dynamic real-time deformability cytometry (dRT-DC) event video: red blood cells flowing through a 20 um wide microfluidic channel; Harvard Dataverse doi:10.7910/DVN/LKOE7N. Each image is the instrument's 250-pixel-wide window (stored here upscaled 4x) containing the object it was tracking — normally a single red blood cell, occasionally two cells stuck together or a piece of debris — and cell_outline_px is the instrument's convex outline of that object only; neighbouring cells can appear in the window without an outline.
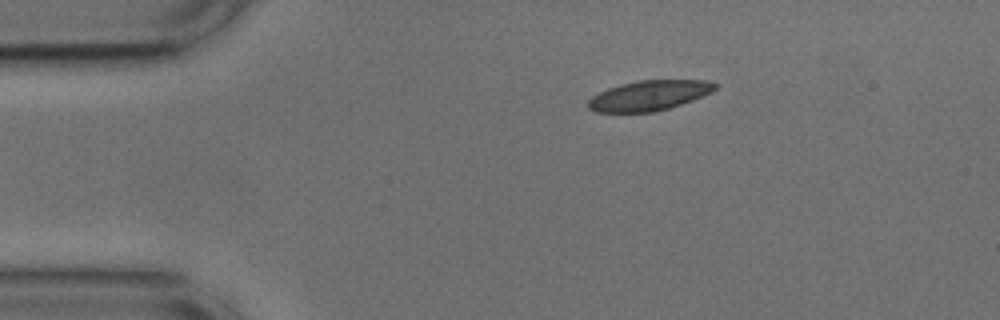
{"species": "common noctule bat (a hibernating species)", "species_latin": "Nyctalus noctula", "temperature_condition": "cold", "stored_images_in_passage": 37, "camera_frame_rate_fps": 3000, "um_per_image_px": 0.085, "animal": {"sex": "male", "body_mass_g": 17.9, "forearm_length_mm": 54.2}, "frame": {"image": 1, "passage_image": 1, "time_ms": 0.0, "image_size_px": [1000, 320], "cell_outline_px": [[720, 84], [712, 92], [692, 100], [668, 108], [652, 112], [596, 112], [588, 108], [588, 100], [592, 96], [608, 88], [620, 84], [640, 80], [704, 80]], "centroid_in_image_um": [55.17, 8.11], "position_along_channel_um": 29.8, "area_um2": 22.14}}
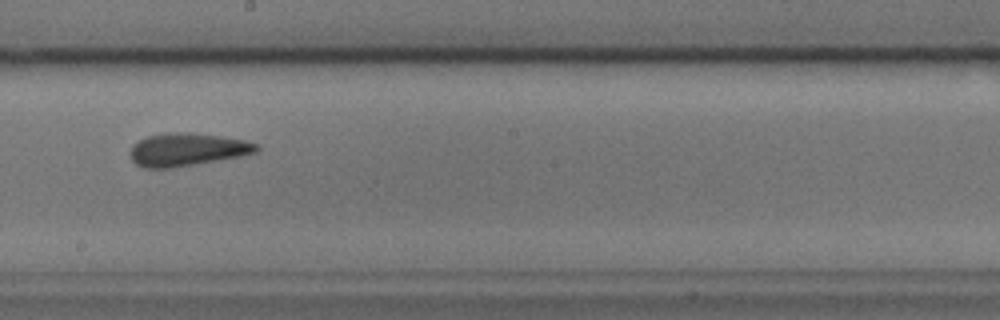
{"frame": {"image": 2, "passage_image": 21, "time_ms": 6.667, "image_size_px": [1000, 320], "cell_outline_px": [[260, 148], [256, 152], [240, 156], [172, 168], [144, 168], [136, 164], [132, 160], [132, 144], [148, 136], [168, 132], [192, 132], [220, 136], [244, 140], [256, 144]], "centroid_in_image_um": [15.9, 12.7], "position_along_channel_um": 232.3, "area_um2": 23.99}}
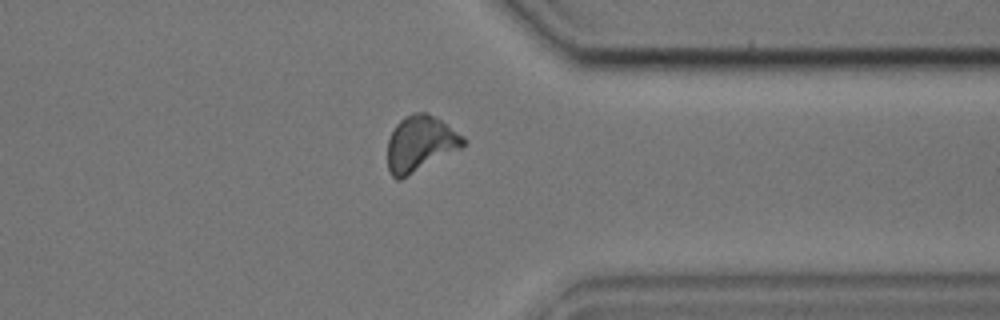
{"frame": {"image": 3, "passage_image": 33, "time_ms": 10.667, "image_size_px": [1000, 320], "cell_outline_px": [[468, 140], [460, 148], [400, 180], [396, 180], [388, 172], [388, 140], [396, 124], [404, 116], [416, 112], [428, 112], [464, 136]], "centroid_in_image_um": [35.7, 12.21], "position_along_channel_um": 375.7, "area_um2": 24.39}, "authors_computed_cell_mechanics": {"area_um2": 23.8714, "velocity_mm_per_s": 3.7245, "shape_relaxation_time_tau1_ms": 2.8415, "shape_relaxation_time_tau2_ms": 2.4997, "deformation_change_tau1": 0.0795, "deformation_change_tau2": 0.1015}}